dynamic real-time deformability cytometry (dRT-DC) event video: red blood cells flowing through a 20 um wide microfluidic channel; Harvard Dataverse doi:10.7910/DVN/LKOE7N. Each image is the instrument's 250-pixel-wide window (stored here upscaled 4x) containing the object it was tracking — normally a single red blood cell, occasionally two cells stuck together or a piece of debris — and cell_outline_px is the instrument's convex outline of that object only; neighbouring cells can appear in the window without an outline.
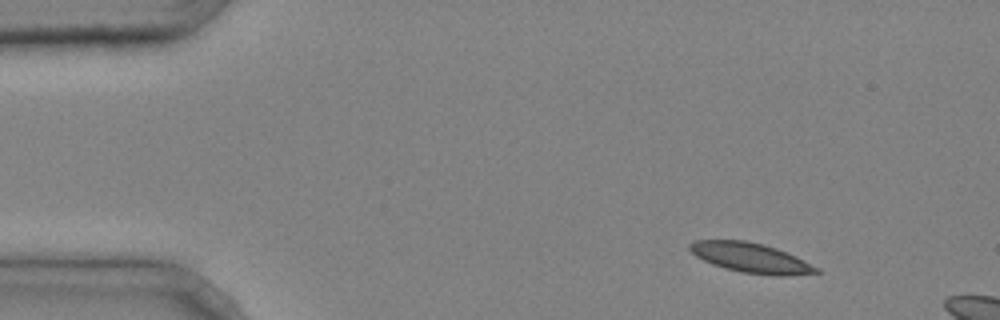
{"species": "common noctule bat (a hibernating species)", "species_latin": "Nyctalus noctula", "temperature_condition": "cold", "stored_images_in_passage": 4, "camera_frame_rate_fps": 3000, "um_per_image_px": 0.085, "animal": {"sex": "male", "body_mass_g": 20.4}, "frame": {"image": 1, "passage_image": 1, "time_ms": 0.0, "image_size_px": [1000, 320], "cell_outline_px": [[824, 272], [788, 276], [776, 276], [744, 272], [724, 268], [712, 264], [696, 256], [688, 248], [688, 244], [692, 240], [744, 240], [764, 244], [776, 248], [796, 256], [820, 268]], "centroid_in_image_um": [63.85, 21.91], "position_along_channel_um": 21.1, "area_um2": 22.14}}